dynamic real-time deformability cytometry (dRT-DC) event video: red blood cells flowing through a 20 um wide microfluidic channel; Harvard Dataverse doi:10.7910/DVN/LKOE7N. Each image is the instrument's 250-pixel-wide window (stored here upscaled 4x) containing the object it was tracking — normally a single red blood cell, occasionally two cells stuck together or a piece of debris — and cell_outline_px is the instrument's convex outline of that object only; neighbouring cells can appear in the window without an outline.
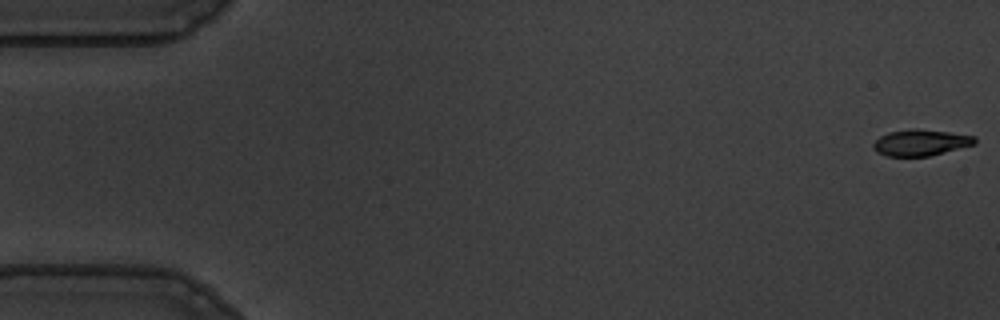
{"species": "common noctule bat (a hibernating species)", "species_latin": "Nyctalus noctula", "temperature_condition": "warm", "stored_images_in_passage": 56, "camera_frame_rate_fps": 3000, "um_per_image_px": 0.085, "animal": {"sex": "male", "body_mass_g": 19.5, "forearm_length_mm": 54.6}, "frame": {"image": 1, "passage_image": 1, "time_ms": 0.0, "image_size_px": [1000, 320], "cell_outline_px": [[976, 144], [928, 156], [888, 156], [876, 152], [872, 144], [880, 136], [888, 132], [912, 128], [916, 128], [948, 132], [976, 136]], "centroid_in_image_um": [78.25, 12.11], "position_along_channel_um": 6.7, "area_um2": 15.49}}
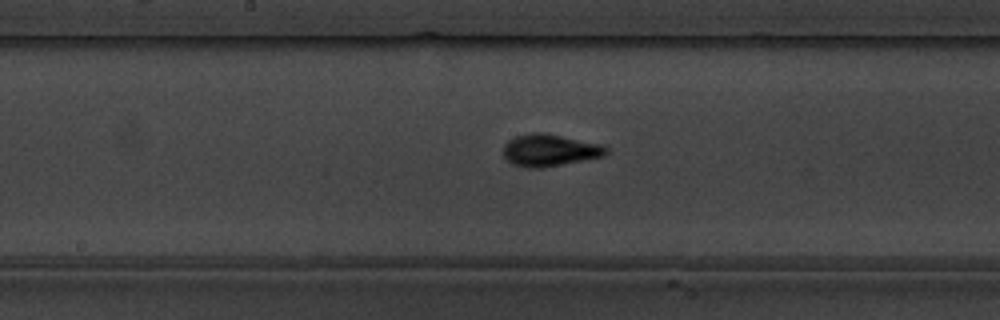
{"frame": {"image": 2, "passage_image": 29, "time_ms": 9.333, "image_size_px": [1000, 320], "cell_outline_px": [[608, 152], [604, 156], [544, 168], [528, 168], [512, 164], [504, 156], [504, 144], [508, 140], [516, 136], [532, 132], [544, 132], [604, 144], [608, 148]], "centroid_in_image_um": [46.75, 12.76], "position_along_channel_um": 201.4, "area_um2": 19.48}}
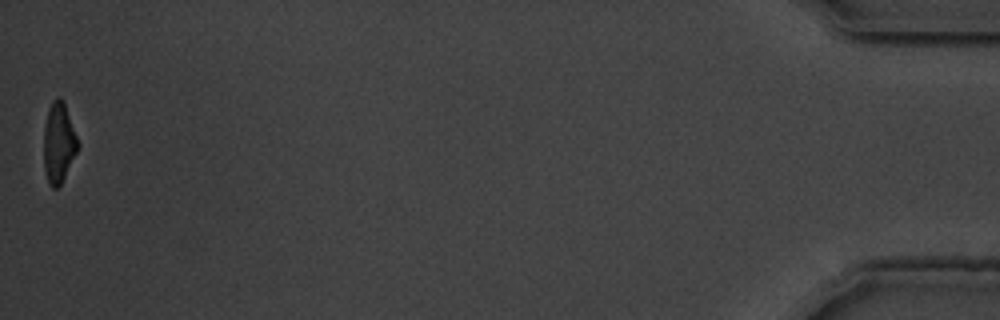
{"frame": {"image": 3, "passage_image": 56, "time_ms": 18.333, "image_size_px": [1000, 320], "cell_outline_px": [[80, 144], [60, 184], [56, 188], [52, 188], [48, 184], [44, 168], [44, 128], [48, 108], [52, 100], [56, 96], [60, 96], [64, 100]], "centroid_in_image_um": [4.98, 12.07], "position_along_channel_um": 430.2, "area_um2": 16.01}, "authors_computed_cell_mechanics": {"area_um2": 17.0221, "velocity_mm_per_s": 3.6165, "shape_relaxation_time_tau1_ms": 2.8534, "shape_relaxation_time_tau2_ms": 0.6014, "deformation_change_tau1": 0.171, "deformation_change_tau2": 0.0474}}